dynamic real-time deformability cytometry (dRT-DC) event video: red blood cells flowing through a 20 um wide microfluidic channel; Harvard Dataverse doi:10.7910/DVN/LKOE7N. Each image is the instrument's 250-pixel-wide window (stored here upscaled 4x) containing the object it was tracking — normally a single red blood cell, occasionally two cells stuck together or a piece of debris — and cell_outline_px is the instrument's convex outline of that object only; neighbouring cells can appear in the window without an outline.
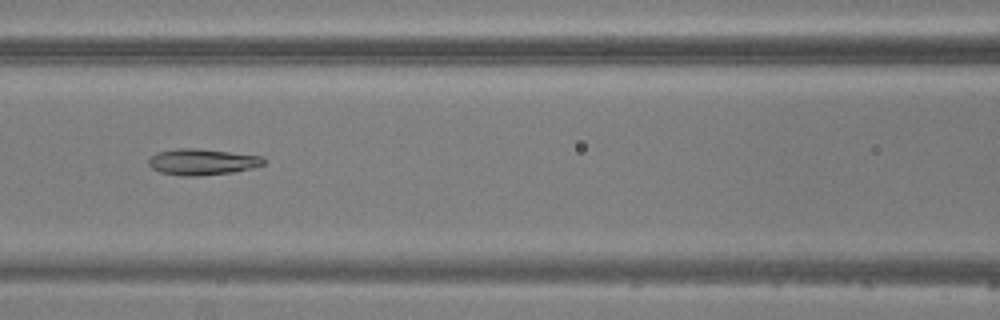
{"species": "common noctule bat (a hibernating species)", "species_latin": "Nyctalus noctula", "temperature_condition": "warm", "stored_images_in_passage": 8, "camera_frame_rate_fps": 3000, "um_per_image_px": 0.085, "animal": {"sex": "male", "body_mass_g": 20.5, "forearm_length_mm": 52.5}, "frame": {"image": 1, "passage_image": 8, "time_ms": 9.667, "image_size_px": [1000, 320], "cell_outline_px": [[264, 164], [252, 168], [232, 172], [200, 176], [180, 176], [160, 172], [152, 168], [148, 164], [148, 156], [156, 152], [176, 148], [196, 148], [264, 156]], "centroid_in_image_um": [17.14, 13.75], "position_along_channel_um": 149.5, "area_um2": 17.74}}